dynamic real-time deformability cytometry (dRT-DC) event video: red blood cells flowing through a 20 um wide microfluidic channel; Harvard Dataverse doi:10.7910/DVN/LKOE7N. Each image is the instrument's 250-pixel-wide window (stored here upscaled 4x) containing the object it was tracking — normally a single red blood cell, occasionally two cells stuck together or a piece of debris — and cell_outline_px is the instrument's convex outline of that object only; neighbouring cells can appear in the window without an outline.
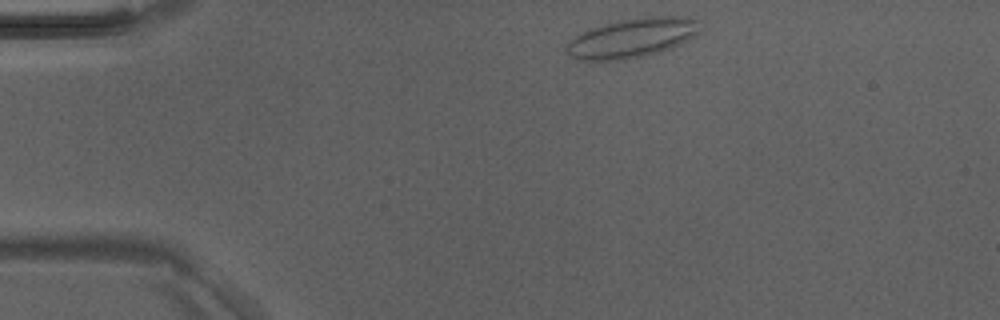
{"species": "Egyptian fruit bat (a non-hibernating species)", "species_latin": "Rousettus aegyptiacus", "temperature_condition": "room temperature", "stored_images_in_passage": 3, "camera_frame_rate_fps": 3000, "um_per_image_px": 0.085, "animal": {"sex": "male"}, "frame": {"image": 1, "passage_image": 1, "time_ms": 0.0, "image_size_px": [1000, 320], "cell_outline_px": [[700, 20], [696, 36], [672, 48], [660, 52], [644, 56], [624, 60], [576, 60], [568, 56], [564, 52], [564, 44], [580, 32], [588, 28], [620, 20], [644, 16], [688, 16]], "centroid_in_image_um": [53.68, 3.23], "position_along_channel_um": 31.3, "area_um2": 31.33}}
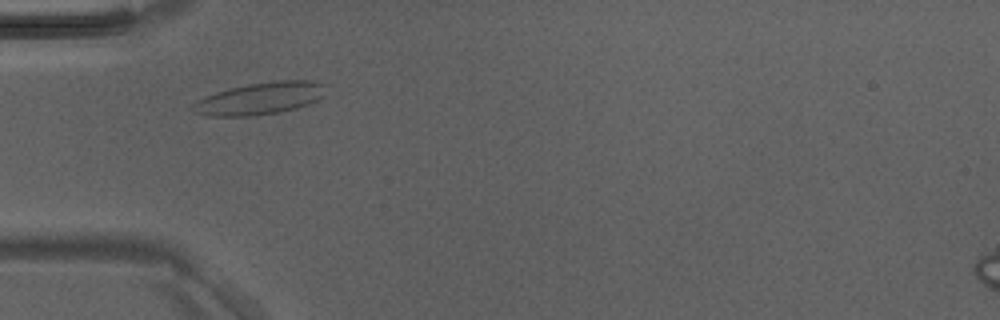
{"frame": {"image": 2, "passage_image": 3, "time_ms": 0.667, "image_size_px": [1000, 320], "cell_outline_px": [[324, 96], [308, 104], [296, 108], [276, 112], [248, 116], [212, 116], [196, 112], [192, 104], [196, 100], [204, 96], [228, 88], [248, 84], [280, 80], [316, 80], [324, 84]], "centroid_in_image_um": [22.12, 8.35], "position_along_channel_um": 62.9, "area_um2": 24.68}}